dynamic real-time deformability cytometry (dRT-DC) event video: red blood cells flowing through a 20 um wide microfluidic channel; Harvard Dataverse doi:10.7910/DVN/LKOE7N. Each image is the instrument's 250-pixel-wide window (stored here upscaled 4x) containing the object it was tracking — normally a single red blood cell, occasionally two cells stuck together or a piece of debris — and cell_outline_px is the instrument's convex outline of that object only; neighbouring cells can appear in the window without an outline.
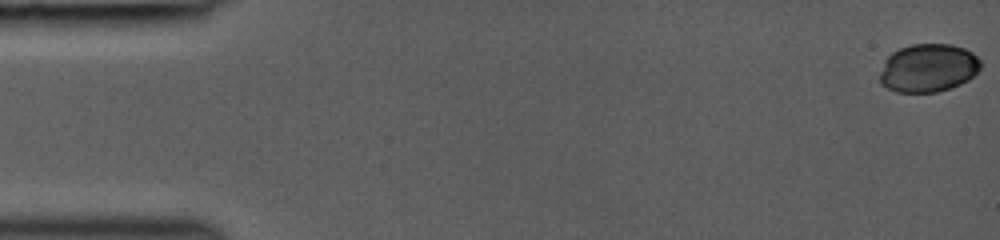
{"species": "common noctule bat (a hibernating species)", "species_latin": "Nyctalus noctula", "temperature_condition": "room temperature", "stored_images_in_passage": 22, "camera_frame_rate_fps": 3000, "um_per_image_px": 0.085, "animal": {"sex": "female", "body_mass_g": 19.0, "forearm_length_mm": 53.3}, "frame": {"image": 1, "passage_image": 1, "time_ms": 0.0, "image_size_px": [1000, 240], "cell_outline_px": [[980, 68], [968, 80], [960, 84], [936, 92], [896, 92], [880, 84], [880, 72], [884, 60], [892, 52], [900, 48], [912, 44], [952, 44], [964, 48], [972, 52], [980, 60]], "centroid_in_image_um": [78.87, 5.77], "position_along_channel_um": 6.1, "area_um2": 28.32}}
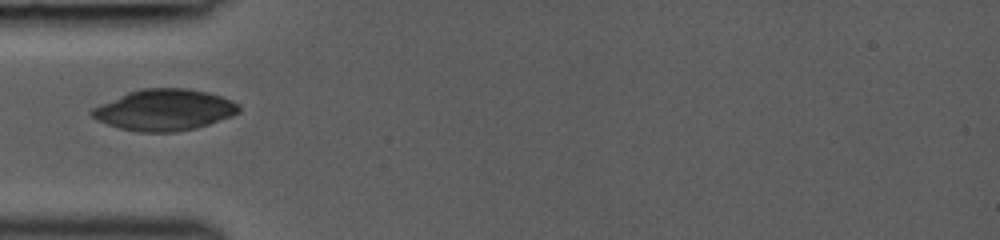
{"frame": {"image": 2, "passage_image": 13, "time_ms": 5.0, "image_size_px": [1000, 240], "cell_outline_px": [[240, 112], [232, 116], [196, 128], [176, 132], [140, 132], [120, 128], [96, 120], [88, 112], [92, 108], [100, 104], [128, 92], [140, 88], [184, 88], [208, 92], [232, 100], [240, 104]], "centroid_in_image_um": [13.98, 9.34], "position_along_channel_um": 71.0, "area_um2": 35.37}}
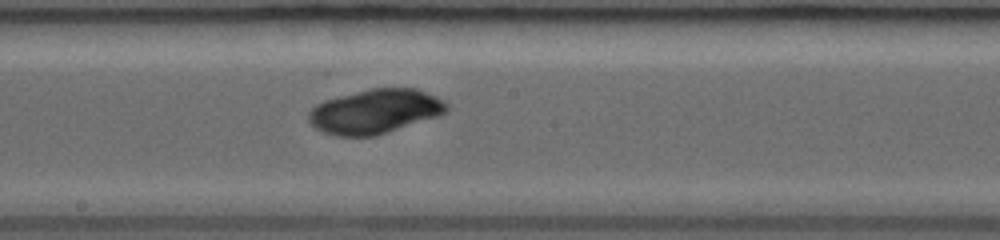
{"frame": {"image": 3, "passage_image": 22, "time_ms": 8.333, "image_size_px": [1000, 240], "cell_outline_px": [[448, 108], [444, 112], [436, 116], [388, 132], [372, 136], [336, 136], [324, 132], [316, 128], [308, 120], [308, 112], [316, 104], [324, 100], [372, 88], [416, 88], [436, 96], [444, 100], [448, 104]], "centroid_in_image_um": [31.86, 9.46], "position_along_channel_um": 216.3, "area_um2": 35.32}}